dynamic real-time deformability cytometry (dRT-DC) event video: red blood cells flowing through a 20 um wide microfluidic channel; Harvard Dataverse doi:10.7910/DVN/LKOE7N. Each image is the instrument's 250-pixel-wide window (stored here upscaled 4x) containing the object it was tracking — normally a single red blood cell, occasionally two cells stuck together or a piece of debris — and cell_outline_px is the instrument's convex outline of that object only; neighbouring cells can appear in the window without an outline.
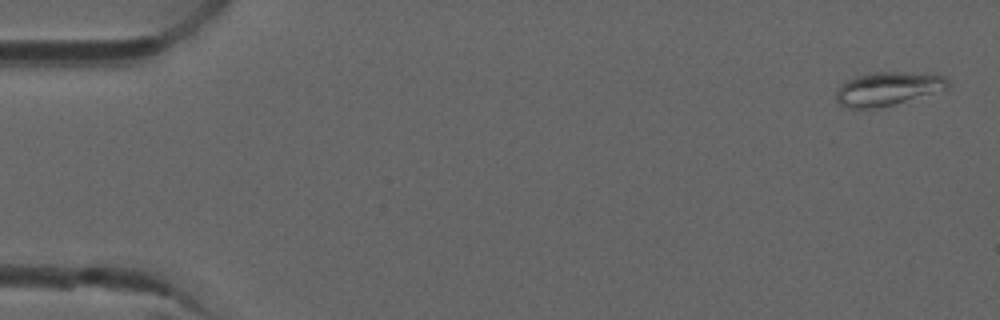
{"species": "common noctule bat (a hibernating species)", "species_latin": "Nyctalus noctula", "temperature_condition": "room temperature", "stored_images_in_passage": 5, "camera_frame_rate_fps": 3000, "um_per_image_px": 0.085, "animal": {"sex": "male", "forearm_length_mm": 52.5}, "frame": {"image": 1, "passage_image": 1, "time_ms": 0.0, "image_size_px": [1000, 320], "cell_outline_px": [[948, 88], [892, 104], [872, 108], [848, 108], [840, 104], [836, 100], [836, 92], [840, 84], [856, 76], [876, 72], [904, 72], [944, 76], [948, 80]], "centroid_in_image_um": [75.4, 7.53], "position_along_channel_um": 9.6, "area_um2": 21.27}}